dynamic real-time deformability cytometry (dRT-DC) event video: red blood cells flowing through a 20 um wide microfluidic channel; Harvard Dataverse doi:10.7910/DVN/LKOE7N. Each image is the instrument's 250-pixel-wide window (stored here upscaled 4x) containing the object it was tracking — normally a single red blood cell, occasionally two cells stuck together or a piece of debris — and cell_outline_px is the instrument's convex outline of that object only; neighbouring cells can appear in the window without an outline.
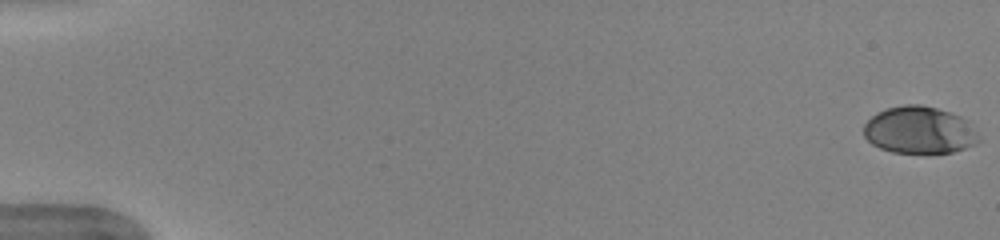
{"species": "human", "species_latin": "Homo sapiens", "temperature_condition": "warm", "stored_images_in_passage": 52, "camera_frame_rate_fps": 3000, "um_per_image_px": 0.085, "donor": {"sex": "female"}, "frame": {"image": 1, "passage_image": 1, "time_ms": 0.0, "image_size_px": [1000, 240], "cell_outline_px": [[980, 140], [976, 144], [952, 152], [892, 152], [880, 148], [872, 144], [864, 136], [864, 124], [872, 116], [888, 108], [904, 104], [920, 104], [936, 108], [960, 116], [968, 120]], "centroid_in_image_um": [78.14, 11.05], "position_along_channel_um": 6.9, "area_um2": 31.27}}
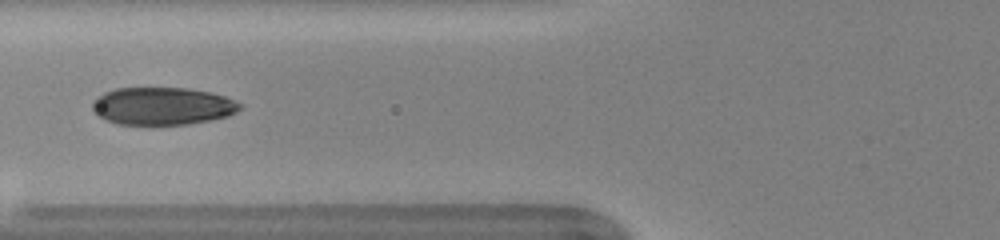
{"frame": {"image": 2, "passage_image": 22, "time_ms": 7.0, "image_size_px": [1000, 240], "cell_outline_px": [[244, 104], [236, 112], [228, 116], [212, 120], [188, 124], [152, 128], [116, 124], [96, 116], [92, 112], [92, 104], [96, 96], [104, 92], [116, 88], [188, 88], [208, 92], [224, 96], [236, 100]], "centroid_in_image_um": [13.76, 9.07], "position_along_channel_um": 112.0, "area_um2": 33.64}}
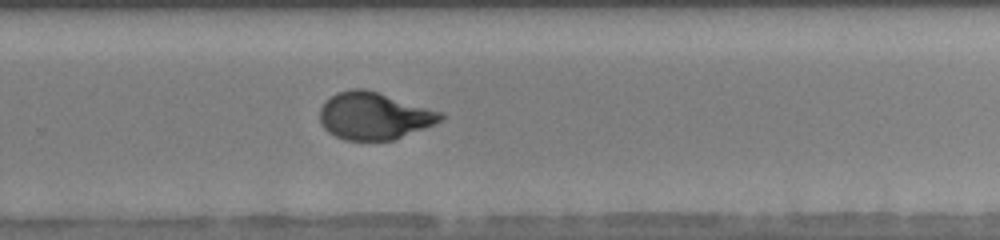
{"frame": {"image": 3, "passage_image": 36, "time_ms": 11.667, "image_size_px": [1000, 240], "cell_outline_px": [[448, 116], [424, 128], [396, 140], [344, 140], [328, 132], [320, 124], [320, 108], [336, 92], [352, 88], [364, 88], [444, 112]], "centroid_in_image_um": [31.81, 9.85], "position_along_channel_um": 298.0, "area_um2": 33.29}, "authors_computed_cell_mechanics": {"area_um2": 33.1772, "velocity_mm_per_s": 3.9887, "shape_relaxation_time_tau1_ms": 4.9464, "shape_relaxation_time_tau2_ms": 0.6537, "deformation_change_tau1": 0.1968, "deformation_change_tau2": 0.0594}}